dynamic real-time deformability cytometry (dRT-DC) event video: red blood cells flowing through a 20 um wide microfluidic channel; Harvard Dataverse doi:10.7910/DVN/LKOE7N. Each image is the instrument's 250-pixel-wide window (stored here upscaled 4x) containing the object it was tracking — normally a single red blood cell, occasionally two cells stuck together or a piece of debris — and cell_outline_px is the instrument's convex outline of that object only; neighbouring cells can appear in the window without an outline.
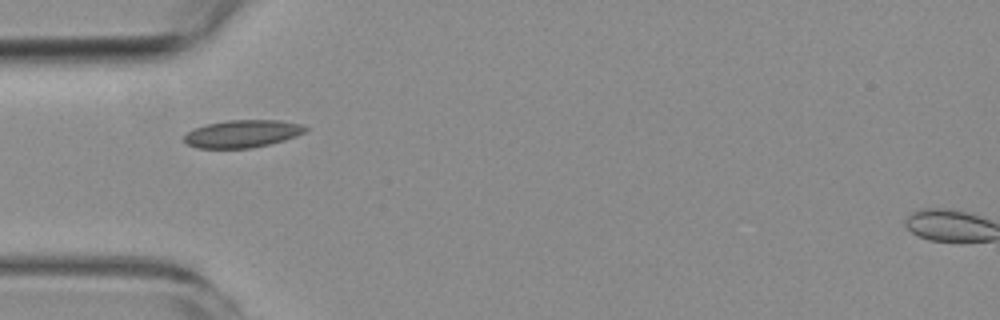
{"species": "common noctule bat (a hibernating species)", "species_latin": "Nyctalus noctula", "temperature_condition": "room temperature", "stored_images_in_passage": 8, "camera_frame_rate_fps": 3000, "um_per_image_px": 0.085, "animal": {"sex": "female", "body_mass_g": 19.3, "forearm_length_mm": 54.1}, "frame": {"image": 1, "passage_image": 6, "time_ms": 5.667, "image_size_px": [1000, 320], "cell_outline_px": [[308, 128], [304, 132], [296, 136], [284, 140], [252, 148], [196, 148], [188, 144], [184, 140], [184, 136], [188, 132], [196, 128], [208, 124], [228, 120], [280, 120], [304, 124]], "centroid_in_image_um": [20.64, 11.36], "position_along_channel_um": 64.4, "area_um2": 19.36}}
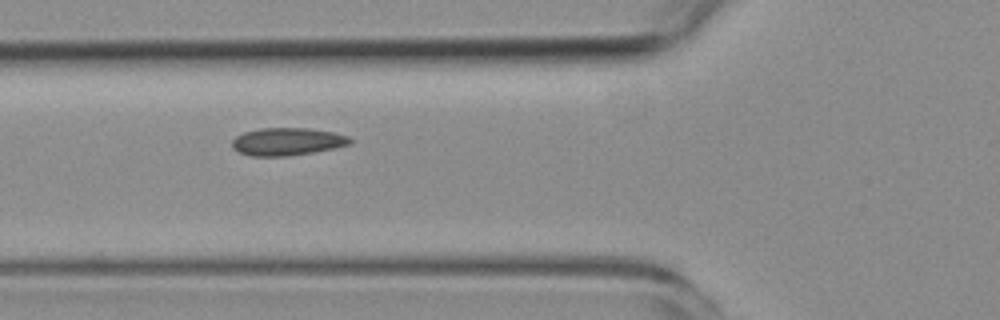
{"frame": {"image": 2, "passage_image": 7, "time_ms": 6.667, "image_size_px": [1000, 320], "cell_outline_px": [[352, 140], [348, 144], [332, 148], [312, 152], [288, 156], [252, 156], [240, 152], [232, 148], [232, 140], [236, 136], [244, 132], [260, 128], [308, 128], [332, 132], [348, 136]], "centroid_in_image_um": [24.37, 12.03], "position_along_channel_um": 101.4, "area_um2": 18.79}}
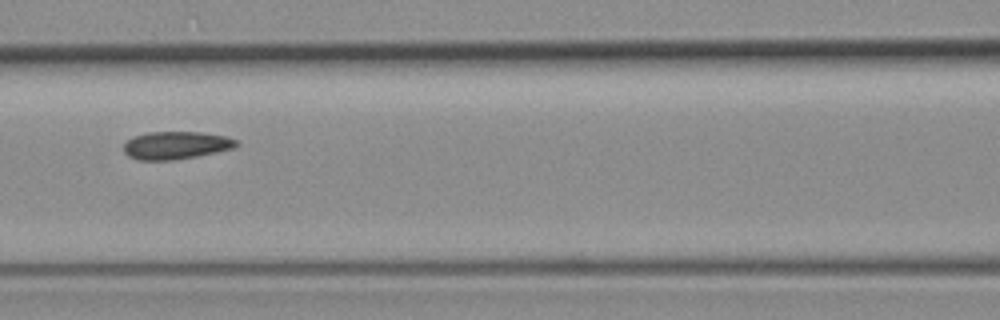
{"frame": {"image": 3, "passage_image": 8, "time_ms": 8.0, "image_size_px": [1000, 320], "cell_outline_px": [[240, 144], [236, 148], [196, 156], [172, 160], [140, 160], [128, 156], [124, 152], [124, 144], [132, 136], [148, 132], [200, 132], [228, 136], [240, 140]], "centroid_in_image_um": [15.01, 12.34], "position_along_channel_um": 151.6, "area_um2": 18.44}}